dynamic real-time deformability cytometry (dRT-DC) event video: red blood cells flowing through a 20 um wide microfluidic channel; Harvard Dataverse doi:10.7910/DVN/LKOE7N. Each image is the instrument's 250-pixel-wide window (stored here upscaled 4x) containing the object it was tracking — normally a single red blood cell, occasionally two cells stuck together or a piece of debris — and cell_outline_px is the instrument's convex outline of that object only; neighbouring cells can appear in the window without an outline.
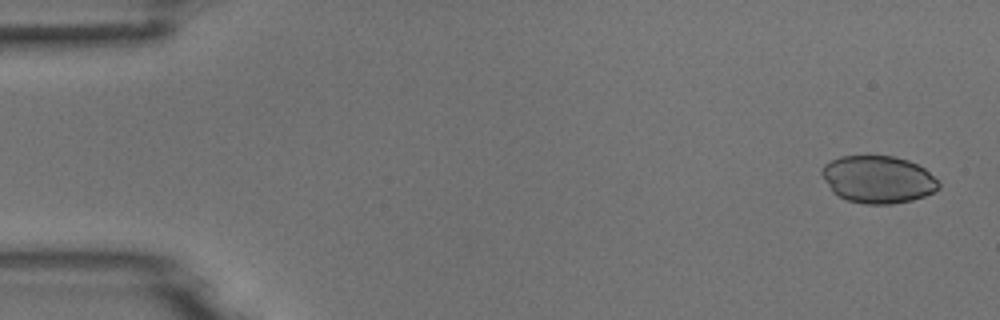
{"species": "common noctule bat (a hibernating species)", "species_latin": "Nyctalus noctula", "temperature_condition": "room temperature", "stored_images_in_passage": 50, "camera_frame_rate_fps": 3000, "um_per_image_px": 0.085, "animal": {"sex": "male", "body_mass_g": 18.8}, "frame": {"image": 1, "passage_image": 2, "time_ms": 0.333, "image_size_px": [1000, 320], "cell_outline_px": [[940, 188], [924, 196], [912, 200], [892, 204], [864, 204], [848, 200], [832, 192], [824, 180], [820, 172], [824, 164], [840, 156], [892, 156], [908, 160], [924, 168], [940, 184]], "centroid_in_image_um": [74.61, 15.25], "position_along_channel_um": 10.4, "area_um2": 32.14}}